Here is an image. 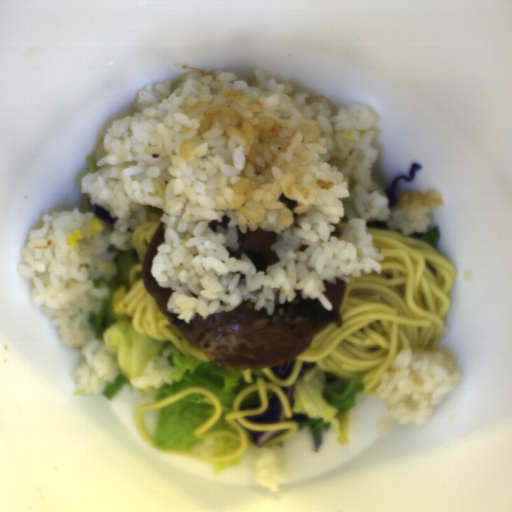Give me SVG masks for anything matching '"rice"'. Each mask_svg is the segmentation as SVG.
I'll list each match as a JSON object with an SVG mask.
<instances>
[{
	"label": "rice",
	"mask_w": 512,
	"mask_h": 512,
	"mask_svg": "<svg viewBox=\"0 0 512 512\" xmlns=\"http://www.w3.org/2000/svg\"><path fill=\"white\" fill-rule=\"evenodd\" d=\"M461 378V366L453 355L426 349L402 351L376 392V398L390 407L377 430L387 434L402 424L422 428L443 395L460 386Z\"/></svg>",
	"instance_id": "023b6e5f"
},
{
	"label": "rice",
	"mask_w": 512,
	"mask_h": 512,
	"mask_svg": "<svg viewBox=\"0 0 512 512\" xmlns=\"http://www.w3.org/2000/svg\"><path fill=\"white\" fill-rule=\"evenodd\" d=\"M284 460V451L277 446L261 449L260 457L255 465L256 482L269 492H279L280 483L284 482L286 475L281 466Z\"/></svg>",
	"instance_id": "8eca5e8b"
},
{
	"label": "rice",
	"mask_w": 512,
	"mask_h": 512,
	"mask_svg": "<svg viewBox=\"0 0 512 512\" xmlns=\"http://www.w3.org/2000/svg\"><path fill=\"white\" fill-rule=\"evenodd\" d=\"M257 85L225 70L193 69L134 91L135 116L111 124L94 154L97 170L81 179L89 201L118 217L114 226L94 211L57 210L29 231L17 265L33 283L30 301L57 326L64 348L81 351L72 369L76 389L103 391L118 362L89 315L105 302V283L119 274V250H134V233L160 216L165 242L151 262L155 282L172 288L166 308L175 318L253 303L274 315L275 295L296 290L332 305L325 282H343L383 258L370 220H385L405 236L426 232L433 210L445 205L437 188L394 193L372 178L378 149L374 109L362 102L336 107L322 97L293 91L291 82L254 69ZM295 200V210L278 201ZM230 215L227 231L208 226ZM273 229L280 261L255 272L248 254L236 260L237 228ZM227 245V246H226Z\"/></svg>",
	"instance_id": "652b925c"
},
{
	"label": "rice",
	"mask_w": 512,
	"mask_h": 512,
	"mask_svg": "<svg viewBox=\"0 0 512 512\" xmlns=\"http://www.w3.org/2000/svg\"><path fill=\"white\" fill-rule=\"evenodd\" d=\"M175 368L166 359L147 358L142 370L134 373L131 388L153 386L155 388L174 384Z\"/></svg>",
	"instance_id": "acb35da6"
}]
</instances>
